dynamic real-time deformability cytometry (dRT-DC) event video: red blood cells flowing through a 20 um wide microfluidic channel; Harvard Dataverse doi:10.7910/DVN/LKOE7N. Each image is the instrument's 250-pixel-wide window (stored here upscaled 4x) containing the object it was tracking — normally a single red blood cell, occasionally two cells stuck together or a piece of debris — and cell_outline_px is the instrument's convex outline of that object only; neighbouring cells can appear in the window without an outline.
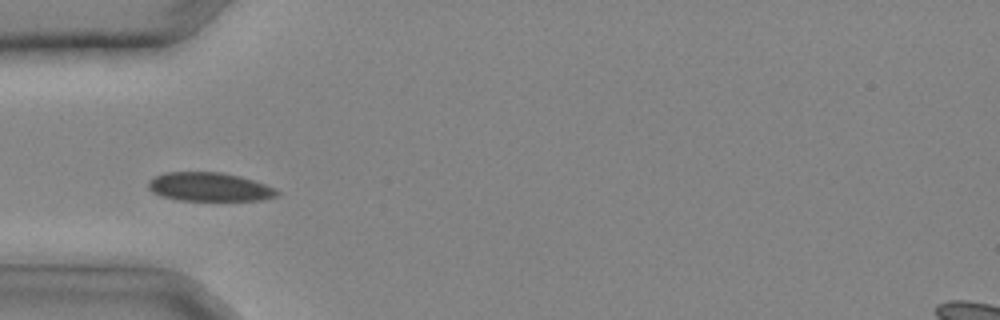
{"species": "common noctule bat (a hibernating species)", "species_latin": "Nyctalus noctula", "temperature_condition": "cold", "stored_images_in_passage": 20, "camera_frame_rate_fps": 3000, "um_per_image_px": 0.085, "animal": {"sex": "male", "body_mass_g": 20.4}, "frame": {"image": 1, "passage_image": 4, "time_ms": 1.0, "image_size_px": [1000, 320], "cell_outline_px": [[280, 196], [260, 200], [176, 200], [160, 196], [152, 192], [148, 188], [148, 180], [152, 176], [164, 172], [220, 172], [240, 176], [276, 188], [280, 192]], "centroid_in_image_um": [17.77, 15.89], "position_along_channel_um": 67.2, "area_um2": 21.79}}